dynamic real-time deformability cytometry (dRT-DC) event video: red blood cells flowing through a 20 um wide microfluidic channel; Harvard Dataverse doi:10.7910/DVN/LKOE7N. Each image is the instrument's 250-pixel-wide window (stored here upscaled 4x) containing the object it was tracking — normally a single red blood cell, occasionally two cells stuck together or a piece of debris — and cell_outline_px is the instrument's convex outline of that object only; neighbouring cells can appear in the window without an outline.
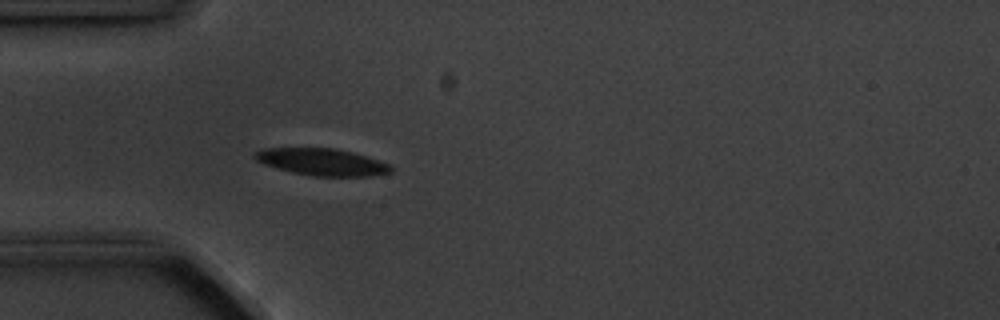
{"species": "common noctule bat (a hibernating species)", "species_latin": "Nyctalus noctula", "temperature_condition": "cold", "stored_images_in_passage": 4, "camera_frame_rate_fps": 3000, "um_per_image_px": 0.085, "animal": {"sex": "male", "body_mass_g": 20.1, "forearm_length_mm": 53.5}, "frame": {"image": 1, "passage_image": 4, "time_ms": 4.333, "image_size_px": [1000, 320], "cell_outline_px": [[392, 172], [368, 176], [312, 176], [292, 172], [276, 168], [264, 164], [256, 160], [252, 156], [252, 152], [264, 148], [336, 148], [352, 152], [388, 164], [392, 168]], "centroid_in_image_um": [27.29, 13.76], "position_along_channel_um": 57.7, "area_um2": 21.27}}